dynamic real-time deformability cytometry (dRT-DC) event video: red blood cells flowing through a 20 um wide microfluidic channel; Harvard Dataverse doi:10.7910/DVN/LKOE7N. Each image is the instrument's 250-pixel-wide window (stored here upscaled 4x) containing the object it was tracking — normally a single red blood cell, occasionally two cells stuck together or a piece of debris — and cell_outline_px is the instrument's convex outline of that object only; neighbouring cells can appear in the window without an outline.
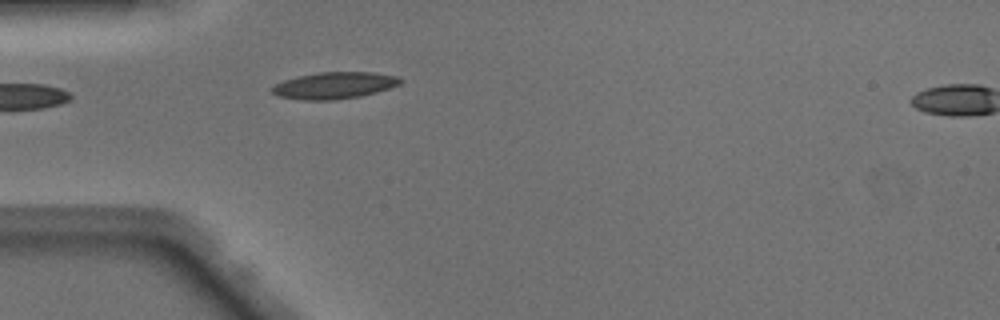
{"species": "Egyptian fruit bat (a non-hibernating species)", "species_latin": "Rousettus aegyptiacus", "temperature_condition": "warm", "stored_images_in_passage": 17, "camera_frame_rate_fps": 3000, "um_per_image_px": 0.085, "animal": {"sex": "male"}, "frame": {"image": 1, "passage_image": 1, "time_ms": 0.0, "image_size_px": [1000, 320], "cell_outline_px": [[400, 84], [376, 92], [360, 96], [332, 100], [304, 100], [276, 96], [268, 88], [284, 80], [296, 76], [320, 72], [372, 72], [400, 76]], "centroid_in_image_um": [28.37, 7.26], "position_along_channel_um": 56.6, "area_um2": 20.0}}
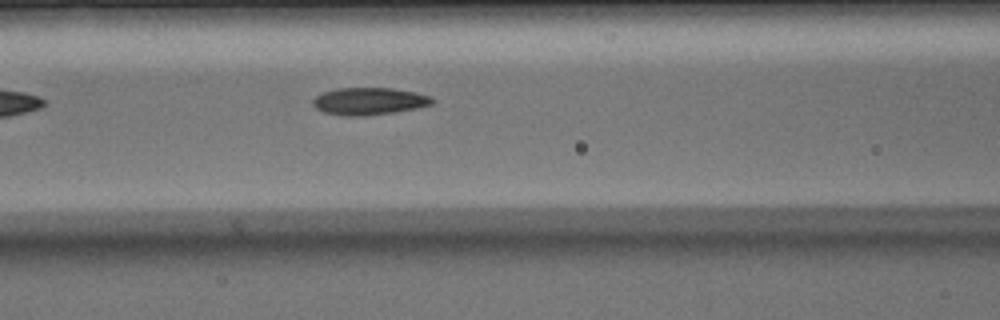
{"frame": {"image": 2, "passage_image": 7, "time_ms": 2.0, "image_size_px": [1000, 320], "cell_outline_px": [[436, 100], [432, 104], [416, 108], [392, 112], [364, 116], [348, 116], [324, 112], [316, 108], [312, 104], [312, 100], [316, 96], [324, 92], [336, 88], [392, 88], [416, 92], [432, 96]], "centroid_in_image_um": [31.39, 8.59], "position_along_channel_um": 135.2, "area_um2": 18.96}}
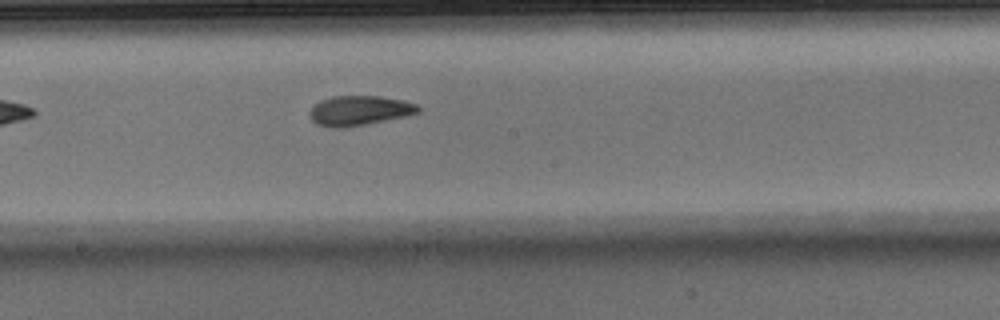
{"frame": {"image": 3, "passage_image": 13, "time_ms": 4.0, "image_size_px": [1000, 320], "cell_outline_px": [[420, 112], [408, 116], [344, 128], [332, 128], [316, 124], [308, 116], [312, 108], [320, 100], [332, 96], [380, 96], [400, 100], [416, 104], [420, 108]], "centroid_in_image_um": [30.53, 9.41], "position_along_channel_um": 217.7, "area_um2": 18.84}}